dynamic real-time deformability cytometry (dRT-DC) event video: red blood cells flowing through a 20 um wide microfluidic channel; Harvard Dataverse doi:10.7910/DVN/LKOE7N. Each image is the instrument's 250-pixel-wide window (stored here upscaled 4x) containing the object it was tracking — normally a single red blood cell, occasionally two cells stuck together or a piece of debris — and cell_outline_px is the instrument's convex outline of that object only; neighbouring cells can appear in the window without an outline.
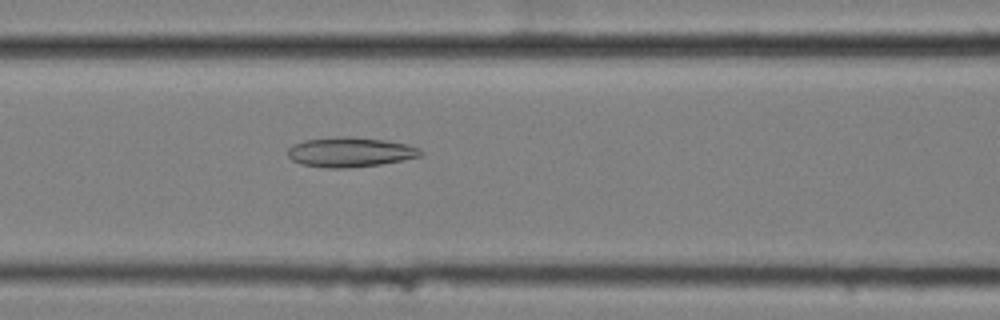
{"species": "common noctule bat (a hibernating species)", "species_latin": "Nyctalus noctula", "temperature_condition": "cold", "stored_images_in_passage": 5, "camera_frame_rate_fps": 3000, "um_per_image_px": 0.085, "animal": {"sex": "female", "body_mass_g": 25.1}, "frame": {"image": 1, "passage_image": 5, "time_ms": 1.333, "image_size_px": [1000, 320], "cell_outline_px": [[424, 152], [420, 156], [404, 160], [380, 164], [348, 168], [328, 168], [300, 164], [292, 160], [288, 156], [288, 148], [292, 144], [304, 140], [344, 136], [348, 136], [384, 140], [408, 144], [420, 148]], "centroid_in_image_um": [29.76, 12.93], "position_along_channel_um": 136.8, "area_um2": 23.12}}